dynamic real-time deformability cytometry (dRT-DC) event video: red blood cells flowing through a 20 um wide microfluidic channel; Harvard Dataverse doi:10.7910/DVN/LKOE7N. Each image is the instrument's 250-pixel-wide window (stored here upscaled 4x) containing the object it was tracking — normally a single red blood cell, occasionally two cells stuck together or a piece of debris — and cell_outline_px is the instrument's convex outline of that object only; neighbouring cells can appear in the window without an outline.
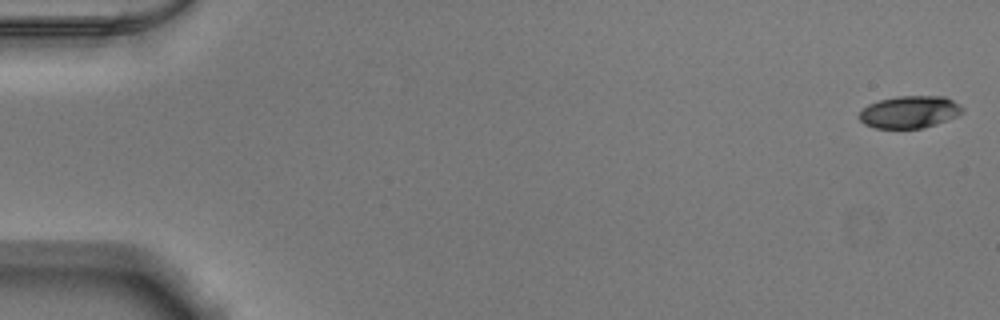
{"species": "Egyptian fruit bat (a non-hibernating species)", "species_latin": "Rousettus aegyptiacus", "temperature_condition": "warm", "stored_images_in_passage": 53, "camera_frame_rate_fps": 3000, "um_per_image_px": 0.085, "animal": {"sex": "male"}, "frame": {"image": 1, "passage_image": 1, "time_ms": 0.0, "image_size_px": [1000, 320], "cell_outline_px": [[964, 108], [956, 116], [936, 124], [920, 128], [876, 128], [864, 124], [856, 116], [868, 104], [880, 100], [896, 96], [944, 96], [960, 104]], "centroid_in_image_um": [77.28, 9.51], "position_along_channel_um": 7.7, "area_um2": 19.31}}
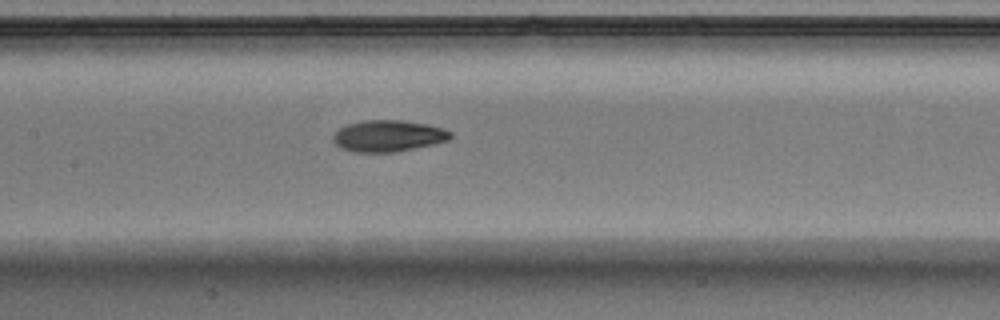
{"frame": {"image": 2, "passage_image": 26, "time_ms": 8.333, "image_size_px": [1000, 320], "cell_outline_px": [[452, 136], [448, 140], [432, 144], [396, 152], [352, 152], [340, 148], [332, 140], [332, 136], [340, 128], [348, 124], [360, 120], [400, 120], [428, 124], [444, 128], [452, 132]], "centroid_in_image_um": [32.98, 11.55], "position_along_channel_um": 174.4, "area_um2": 21.62}}
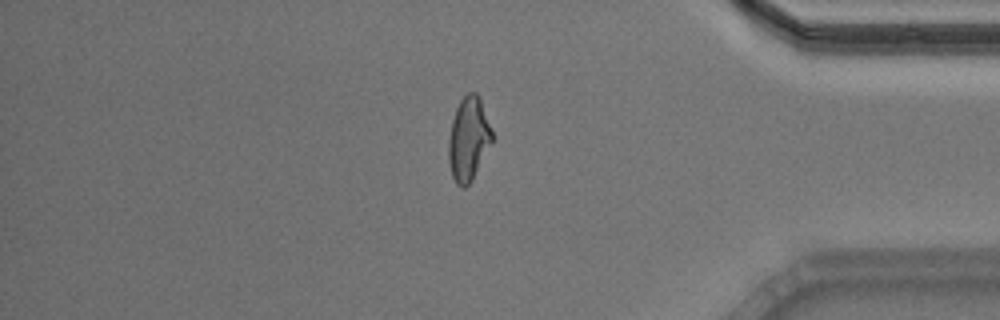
{"frame": {"image": 3, "passage_image": 45, "time_ms": 14.667, "image_size_px": [1000, 320], "cell_outline_px": [[492, 144], [472, 180], [464, 188], [460, 188], [456, 184], [452, 176], [448, 160], [448, 140], [452, 120], [456, 108], [460, 100], [468, 92], [476, 92], [480, 100], [492, 128]], "centroid_in_image_um": [39.82, 11.84], "position_along_channel_um": 395.4, "area_um2": 21.33}, "authors_computed_cell_mechanics": {"area_um2": 21.097, "velocity_mm_per_s": 3.8726, "shape_relaxation_time_tau1_ms": 4.1285, "shape_relaxation_time_tau2_ms": 2.0801, "deformation_change_tau1": 0.1555, "deformation_change_tau2": 0.0758}}